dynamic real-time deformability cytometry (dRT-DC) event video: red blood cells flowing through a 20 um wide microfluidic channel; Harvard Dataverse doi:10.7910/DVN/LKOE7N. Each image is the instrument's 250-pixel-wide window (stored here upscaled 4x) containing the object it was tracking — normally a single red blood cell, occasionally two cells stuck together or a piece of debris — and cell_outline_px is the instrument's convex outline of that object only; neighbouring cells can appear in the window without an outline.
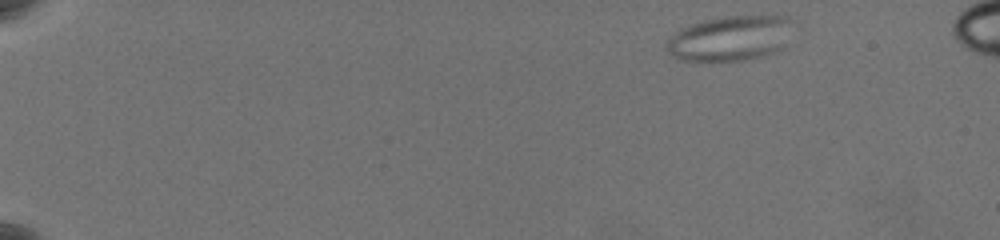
{"species": "common noctule bat (a hibernating species)", "species_latin": "Nyctalus noctula", "temperature_condition": "warm", "stored_images_in_passage": 56, "camera_frame_rate_fps": 3000, "um_per_image_px": 0.085, "animal": {"sex": "female", "body_mass_g": 19.5, "forearm_length_mm": 54.1}, "frame": {"image": 1, "passage_image": 2, "time_ms": 0.333, "image_size_px": [1000, 240], "cell_outline_px": [[792, 20], [784, 48], [776, 52], [744, 60], [680, 60], [668, 52], [664, 44], [668, 36], [680, 28], [704, 20], [724, 16], [788, 16]], "centroid_in_image_um": [62.03, 3.25], "position_along_channel_um": 23.0, "area_um2": 33.18}}
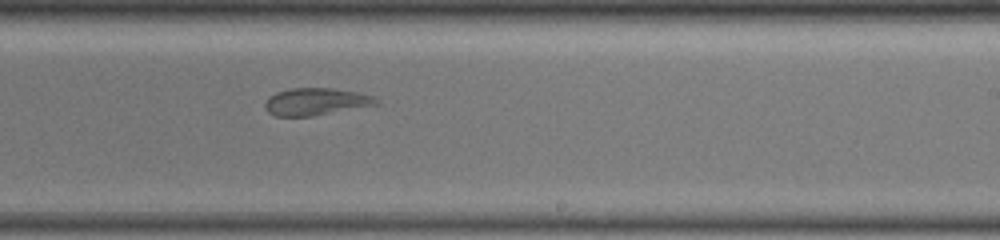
{"frame": {"image": 2, "passage_image": 35, "time_ms": 11.333, "image_size_px": [1000, 240], "cell_outline_px": [[380, 104], [312, 116], [276, 116], [268, 112], [264, 108], [264, 104], [268, 96], [276, 92], [292, 88], [332, 88], [356, 92], [376, 96]], "centroid_in_image_um": [26.84, 8.64], "position_along_channel_um": 262.2, "area_um2": 17.74}}
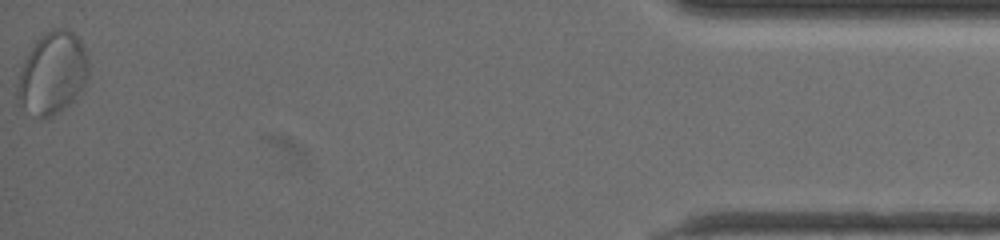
{"frame": {"image": 3, "passage_image": 56, "time_ms": 18.333, "image_size_px": [1000, 240], "cell_outline_px": [[88, 76], [84, 88], [64, 108], [52, 116], [40, 120], [16, 104], [16, 84], [24, 60], [28, 52], [36, 40], [44, 32], [52, 28], [64, 28], [72, 32], [80, 40], [84, 48], [88, 60]], "centroid_in_image_um": [4.42, 6.25], "position_along_channel_um": 430.8, "area_um2": 34.56}, "authors_computed_cell_mechanics": {"area_um2": 26.6458, "velocity_mm_per_s": 3.4832, "shape_relaxation_time_tau1_ms": null, "shape_relaxation_time_tau2_ms": 3.7382, "deformation_change_tau1": null, "deformation_change_tau2": 0.0985}}